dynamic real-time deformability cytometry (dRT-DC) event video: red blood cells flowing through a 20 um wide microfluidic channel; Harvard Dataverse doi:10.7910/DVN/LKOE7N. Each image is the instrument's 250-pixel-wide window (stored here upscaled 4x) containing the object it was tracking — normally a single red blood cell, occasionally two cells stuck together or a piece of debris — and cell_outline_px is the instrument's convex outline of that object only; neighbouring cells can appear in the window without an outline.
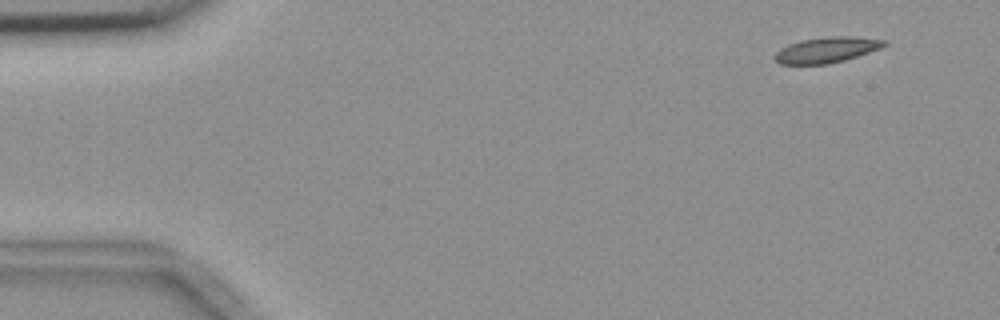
{"species": "common noctule bat (a hibernating species)", "species_latin": "Nyctalus noctula", "temperature_condition": "room temperature", "stored_images_in_passage": 4, "camera_frame_rate_fps": 3000, "um_per_image_px": 0.085, "animal": {"sex": "female", "body_mass_g": 18.4}, "frame": {"image": 1, "passage_image": 1, "time_ms": 0.0, "image_size_px": [1000, 320], "cell_outline_px": [[888, 44], [880, 48], [844, 60], [828, 64], [780, 64], [772, 60], [772, 56], [780, 48], [788, 44], [800, 40], [828, 36], [852, 36], [888, 40]], "centroid_in_image_um": [70.22, 4.23], "position_along_channel_um": 14.8, "area_um2": 16.53}}
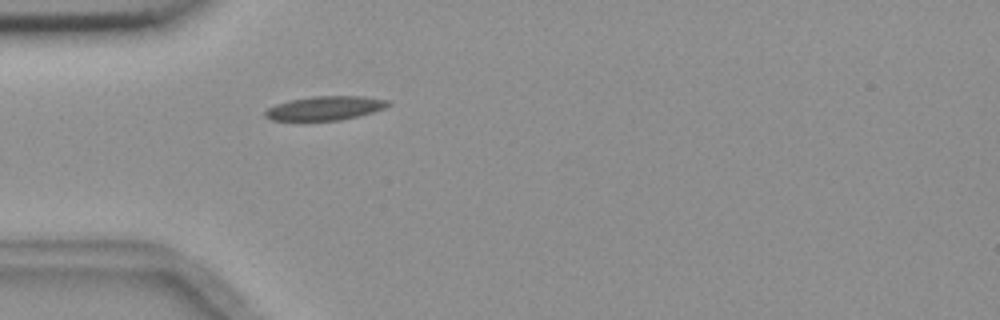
{"frame": {"image": 2, "passage_image": 4, "time_ms": 4.0, "image_size_px": [1000, 320], "cell_outline_px": [[392, 104], [384, 108], [360, 116], [340, 120], [304, 124], [272, 120], [264, 116], [264, 112], [268, 108], [276, 104], [288, 100], [312, 96], [364, 96], [388, 100]], "centroid_in_image_um": [27.55, 9.24], "position_along_channel_um": 57.5, "area_um2": 18.21}}